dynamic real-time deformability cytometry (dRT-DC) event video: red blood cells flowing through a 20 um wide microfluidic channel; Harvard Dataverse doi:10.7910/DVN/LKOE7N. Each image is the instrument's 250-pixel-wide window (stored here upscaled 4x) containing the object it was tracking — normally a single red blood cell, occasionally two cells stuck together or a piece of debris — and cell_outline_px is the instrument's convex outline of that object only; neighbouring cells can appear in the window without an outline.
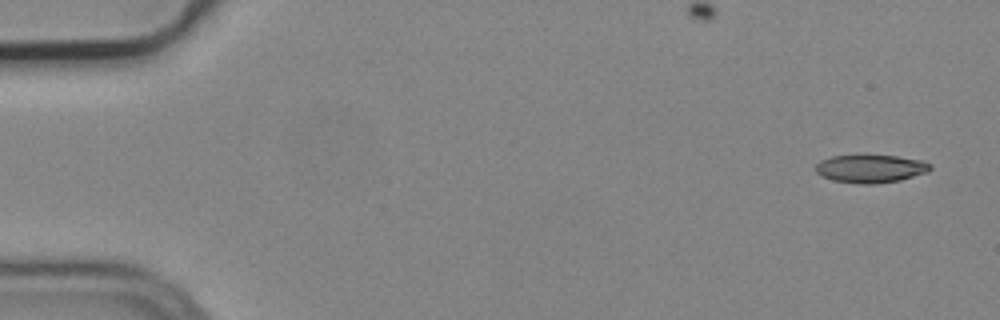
{"species": "common noctule bat (a hibernating species)", "species_latin": "Nyctalus noctula", "temperature_condition": "cold", "stored_images_in_passage": 5, "camera_frame_rate_fps": 3000, "um_per_image_px": 0.085, "animal": {"sex": "male", "body_mass_g": 19.2, "forearm_length_mm": 51.8}, "frame": {"image": 1, "passage_image": 1, "time_ms": 0.0, "image_size_px": [1000, 320], "cell_outline_px": [[932, 168], [928, 172], [900, 180], [876, 184], [864, 184], [832, 180], [816, 172], [816, 164], [820, 160], [832, 156], [896, 156], [924, 160], [932, 164]], "centroid_in_image_um": [74.05, 14.34], "position_along_channel_um": 10.9, "area_um2": 18.61}}
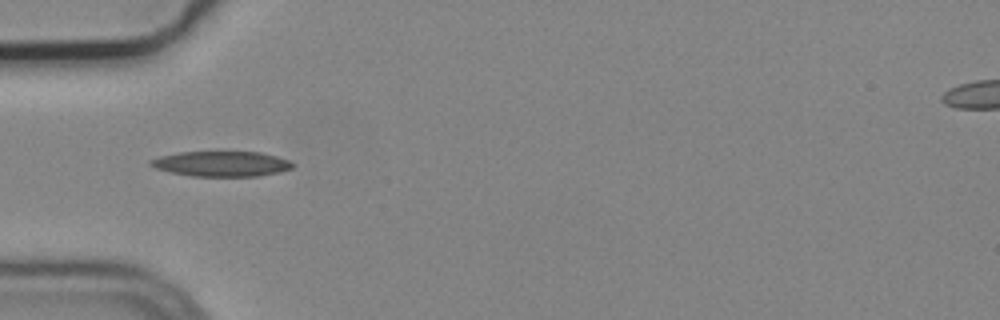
{"frame": {"image": 2, "passage_image": 5, "time_ms": 1.333, "image_size_px": [1000, 320], "cell_outline_px": [[292, 168], [280, 172], [256, 176], [192, 176], [168, 172], [156, 168], [148, 164], [148, 160], [160, 156], [180, 152], [260, 152], [276, 156], [288, 160], [292, 164]], "centroid_in_image_um": [18.77, 13.92], "position_along_channel_um": 66.2, "area_um2": 20.81}}